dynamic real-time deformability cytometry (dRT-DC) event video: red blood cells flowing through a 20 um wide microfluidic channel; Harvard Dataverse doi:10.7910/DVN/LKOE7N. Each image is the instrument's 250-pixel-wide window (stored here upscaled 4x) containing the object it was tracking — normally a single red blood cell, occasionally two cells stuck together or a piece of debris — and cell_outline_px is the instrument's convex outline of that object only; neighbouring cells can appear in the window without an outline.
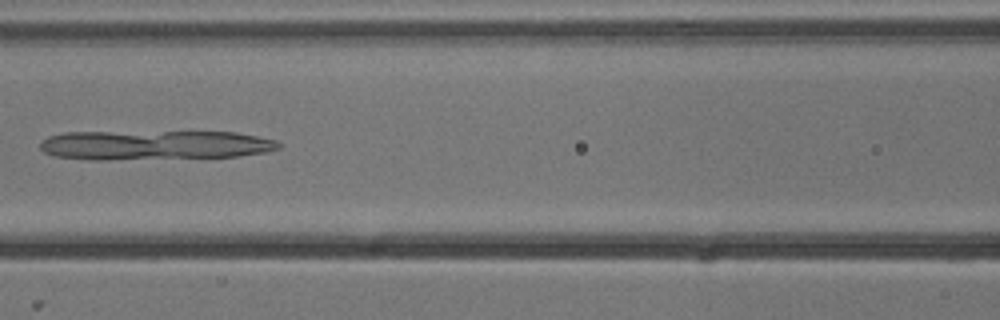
{"species": "common noctule bat (a hibernating species)", "species_latin": "Nyctalus noctula", "temperature_condition": "cold", "stored_images_in_passage": 8, "camera_frame_rate_fps": 3000, "um_per_image_px": 0.085, "animal": {"sex": "male", "body_mass_g": 13.3}, "frame": {"image": 1, "passage_image": 7, "time_ms": 2.0, "image_size_px": [1000, 320], "cell_outline_px": [[280, 148], [268, 152], [240, 156], [108, 160], [88, 160], [52, 156], [44, 152], [40, 148], [40, 140], [48, 136], [64, 132], [236, 132], [276, 140], [280, 144]], "centroid_in_image_um": [13.09, 12.34], "position_along_channel_um": 153.5, "area_um2": 41.38}}
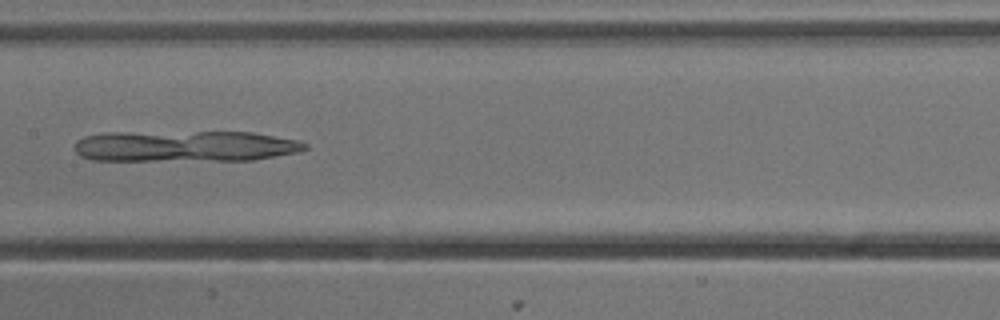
{"frame": {"image": 2, "passage_image": 8, "time_ms": 2.333, "image_size_px": [1000, 320], "cell_outline_px": [[308, 148], [300, 152], [252, 160], [92, 160], [80, 156], [76, 152], [76, 140], [84, 136], [104, 132], [252, 132], [296, 140], [308, 144]], "centroid_in_image_um": [15.72, 12.42], "position_along_channel_um": 191.7, "area_um2": 41.85}}